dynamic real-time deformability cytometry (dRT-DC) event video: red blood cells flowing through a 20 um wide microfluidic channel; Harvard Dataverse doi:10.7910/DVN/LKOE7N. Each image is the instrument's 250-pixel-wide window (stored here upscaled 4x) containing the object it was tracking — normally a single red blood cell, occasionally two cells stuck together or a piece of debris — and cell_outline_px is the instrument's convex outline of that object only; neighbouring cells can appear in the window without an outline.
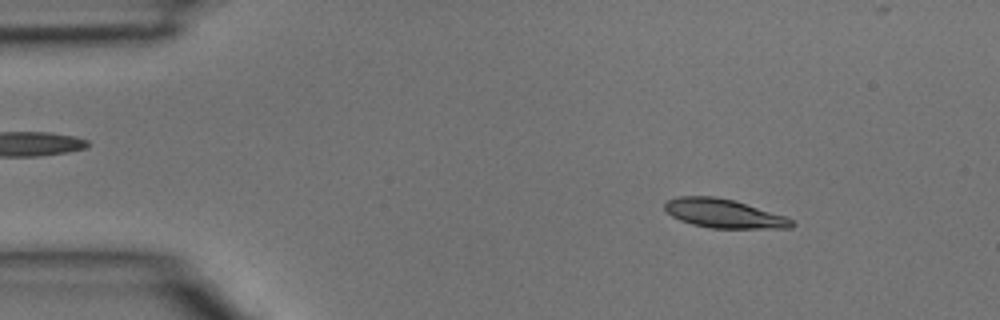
{"species": "common noctule bat (a hibernating species)", "species_latin": "Nyctalus noctula", "temperature_condition": "room temperature", "stored_images_in_passage": 4, "camera_frame_rate_fps": 3000, "um_per_image_px": 0.085, "animal": {"sex": "male", "body_mass_g": 15.6}, "frame": {"image": 1, "passage_image": 1, "time_ms": 0.0, "image_size_px": [1000, 320], "cell_outline_px": [[796, 224], [792, 228], [712, 228], [692, 224], [680, 220], [672, 216], [664, 208], [664, 204], [668, 200], [680, 196], [712, 196], [732, 200], [784, 216], [792, 220]], "centroid_in_image_um": [61.51, 18.15], "position_along_channel_um": 23.5, "area_um2": 20.98}}
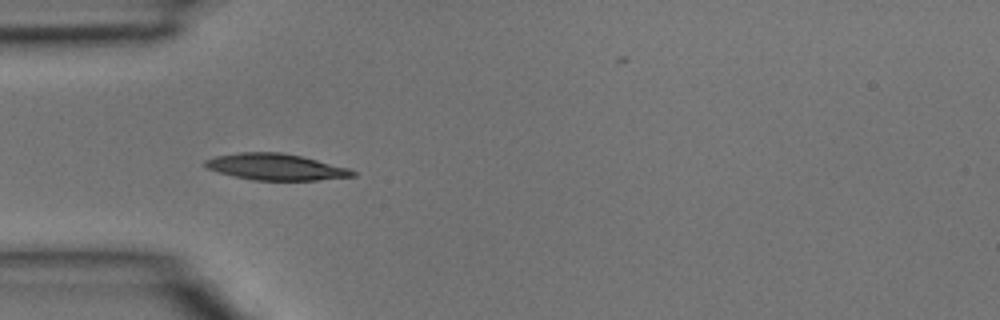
{"frame": {"image": 2, "passage_image": 3, "time_ms": 0.667, "image_size_px": [1000, 320], "cell_outline_px": [[356, 176], [316, 180], [252, 180], [220, 172], [208, 168], [204, 164], [204, 160], [216, 156], [240, 152], [280, 152], [300, 156], [348, 168], [356, 172]], "centroid_in_image_um": [23.44, 14.18], "position_along_channel_um": 61.6, "area_um2": 22.31}}
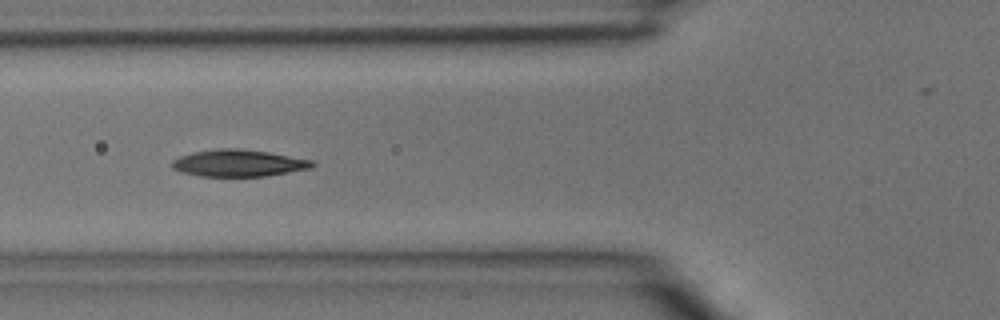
{"frame": {"image": 3, "passage_image": 4, "time_ms": 1.0, "image_size_px": [1000, 320], "cell_outline_px": [[316, 164], [312, 168], [264, 176], [200, 176], [180, 172], [172, 168], [172, 160], [180, 156], [192, 152], [220, 148], [236, 148], [268, 152], [316, 160]], "centroid_in_image_um": [20.3, 13.86], "position_along_channel_um": 105.5, "area_um2": 22.08}}